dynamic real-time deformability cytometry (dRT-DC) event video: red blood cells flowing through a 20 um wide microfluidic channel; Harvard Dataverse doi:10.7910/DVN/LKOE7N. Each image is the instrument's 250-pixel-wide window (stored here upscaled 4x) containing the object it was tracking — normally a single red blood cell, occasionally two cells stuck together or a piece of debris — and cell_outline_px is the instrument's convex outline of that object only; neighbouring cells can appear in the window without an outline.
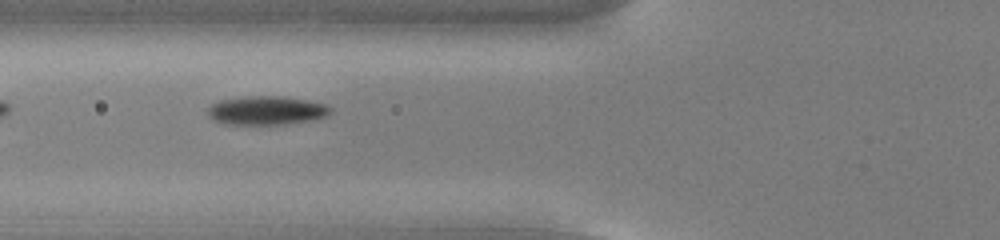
{"species": "common noctule bat (a hibernating species)", "species_latin": "Nyctalus noctula", "temperature_condition": "cold", "stored_images_in_passage": 36, "camera_frame_rate_fps": 3000, "um_per_image_px": 0.085, "animal": {"sex": "male", "body_mass_g": 13.0, "forearm_length_mm": 53.1}, "frame": {"image": 1, "passage_image": 3, "time_ms": 0.667, "image_size_px": [1000, 240], "cell_outline_px": [[332, 112], [324, 116], [284, 124], [224, 124], [212, 120], [208, 116], [208, 108], [212, 104], [220, 100], [244, 96], [280, 96], [304, 100], [324, 104], [332, 108]], "centroid_in_image_um": [22.56, 9.38], "position_along_channel_um": 103.2, "area_um2": 20.23}}
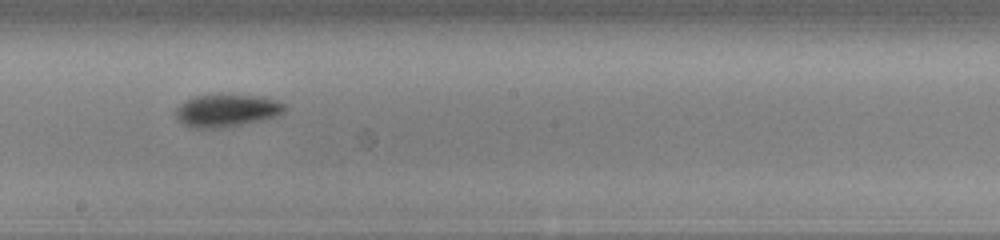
{"frame": {"image": 2, "passage_image": 13, "time_ms": 4.0, "image_size_px": [1000, 240], "cell_outline_px": [[288, 108], [284, 112], [260, 120], [224, 128], [192, 128], [184, 124], [176, 116], [176, 108], [184, 100], [192, 96], [216, 92], [260, 96], [276, 100], [284, 104]], "centroid_in_image_um": [19.23, 9.34], "position_along_channel_um": 229.0, "area_um2": 21.21}}
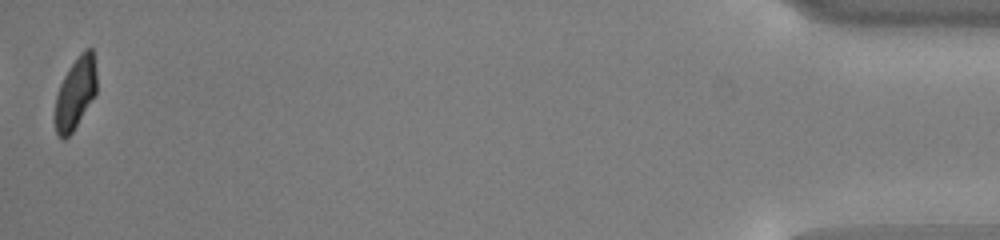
{"frame": {"image": 3, "passage_image": 36, "time_ms": 11.667, "image_size_px": [1000, 240], "cell_outline_px": [[96, 92], [72, 132], [64, 140], [60, 140], [56, 132], [56, 96], [60, 84], [68, 68], [80, 52], [84, 48], [92, 48], [96, 72]], "centroid_in_image_um": [6.41, 7.89], "position_along_channel_um": 428.8, "area_um2": 17.11}}